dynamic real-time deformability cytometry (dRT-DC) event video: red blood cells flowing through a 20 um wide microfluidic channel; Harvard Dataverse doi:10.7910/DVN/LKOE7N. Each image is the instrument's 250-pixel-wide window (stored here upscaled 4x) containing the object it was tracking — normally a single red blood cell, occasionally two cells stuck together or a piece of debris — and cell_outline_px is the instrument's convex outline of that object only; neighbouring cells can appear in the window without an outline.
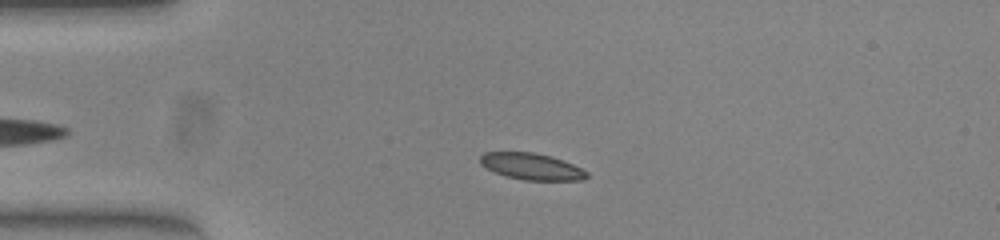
{"species": "common noctule bat (a hibernating species)", "species_latin": "Nyctalus noctula", "temperature_condition": "warm", "stored_images_in_passage": 38, "camera_frame_rate_fps": 3000, "um_per_image_px": 0.085, "animal": {"sex": "female", "body_mass_g": 23.0, "forearm_length_mm": 53.4}, "frame": {"image": 1, "passage_image": 8, "time_ms": 2.333, "image_size_px": [1000, 240], "cell_outline_px": [[588, 176], [584, 180], [524, 180], [508, 176], [496, 172], [480, 164], [480, 156], [484, 152], [536, 152], [552, 156], [564, 160], [588, 172]], "centroid_in_image_um": [45.21, 14.14], "position_along_channel_um": 39.8, "area_um2": 16.42}}
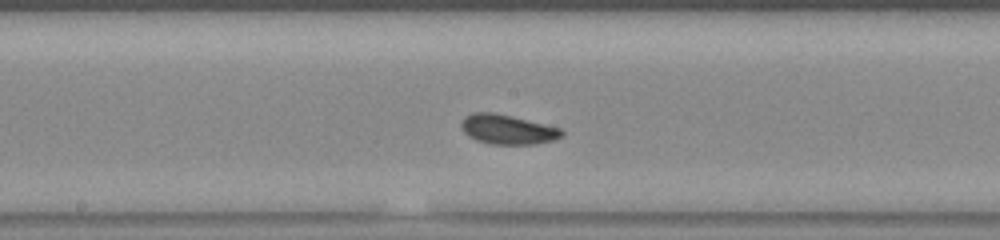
{"frame": {"image": 2, "passage_image": 23, "time_ms": 7.333, "image_size_px": [1000, 240], "cell_outline_px": [[564, 136], [556, 140], [532, 144], [492, 144], [476, 140], [468, 136], [464, 132], [460, 124], [464, 116], [472, 112], [496, 112], [560, 128], [564, 132]], "centroid_in_image_um": [43.13, 10.99], "position_along_channel_um": 205.1, "area_um2": 17.46}}
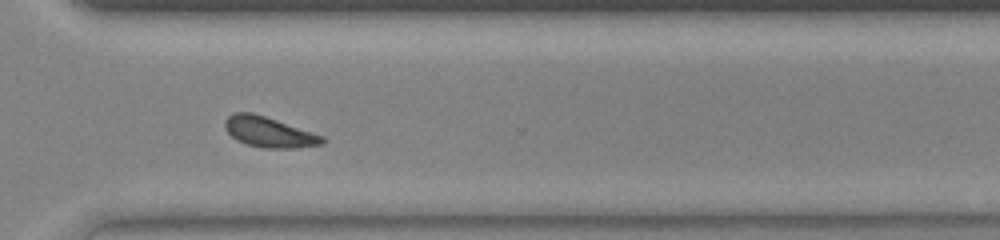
{"frame": {"image": 3, "passage_image": 34, "time_ms": 11.0, "image_size_px": [1000, 240], "cell_outline_px": [[324, 144], [296, 148], [264, 148], [244, 144], [236, 140], [224, 128], [224, 120], [228, 116], [236, 112], [252, 112], [324, 136]], "centroid_in_image_um": [22.83, 11.23], "position_along_channel_um": 347.8, "area_um2": 17.22}, "authors_computed_cell_mechanics": {"area_um2": 16.8487, "velocity_mm_per_s": 3.8933, "shape_relaxation_time_tau1_ms": 2.096, "shape_relaxation_time_tau2_ms": 3.5988, "deformation_change_tau1": 0.0809, "deformation_change_tau2": 0.0967}}